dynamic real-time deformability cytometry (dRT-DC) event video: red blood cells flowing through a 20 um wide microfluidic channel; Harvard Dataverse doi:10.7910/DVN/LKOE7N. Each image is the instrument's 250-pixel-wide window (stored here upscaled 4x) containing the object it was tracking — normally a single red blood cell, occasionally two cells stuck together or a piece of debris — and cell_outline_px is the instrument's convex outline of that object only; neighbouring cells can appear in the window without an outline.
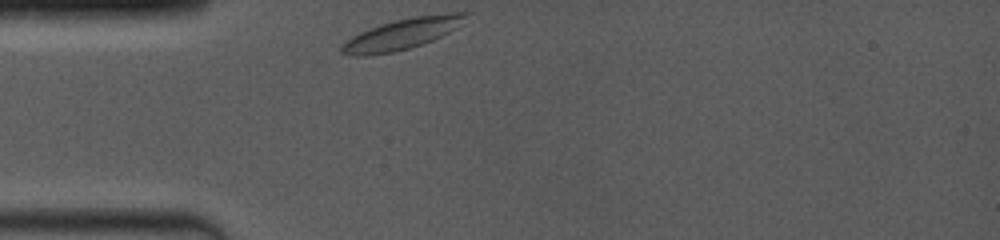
{"species": "common noctule bat (a hibernating species)", "species_latin": "Nyctalus noctula", "temperature_condition": "room temperature", "stored_images_in_passage": 21, "camera_frame_rate_fps": 4000, "um_per_image_px": 0.085, "animal": {"sex": "female", "body_mass_g": 19.0, "forearm_length_mm": 53.3}, "frame": {"image": 1, "passage_image": 1, "time_ms": 0.0, "image_size_px": [1000, 240], "cell_outline_px": [[468, 12], [456, 28], [432, 40], [408, 48], [392, 52], [368, 56], [352, 56], [340, 52], [340, 48], [352, 36], [368, 28], [396, 20], [416, 16], [452, 12]], "centroid_in_image_um": [34.12, 2.9], "position_along_channel_um": 50.9, "area_um2": 21.73}}
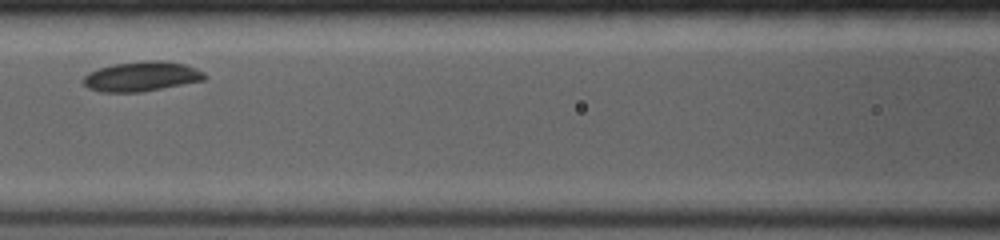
{"frame": {"image": 2, "passage_image": 7, "time_ms": 3.0, "image_size_px": [1000, 240], "cell_outline_px": [[208, 76], [204, 80], [140, 92], [100, 92], [88, 88], [84, 84], [84, 76], [88, 72], [112, 64], [144, 60], [160, 60], [184, 64], [196, 68], [204, 72]], "centroid_in_image_um": [12.03, 6.49], "position_along_channel_um": 154.6, "area_um2": 21.04}}
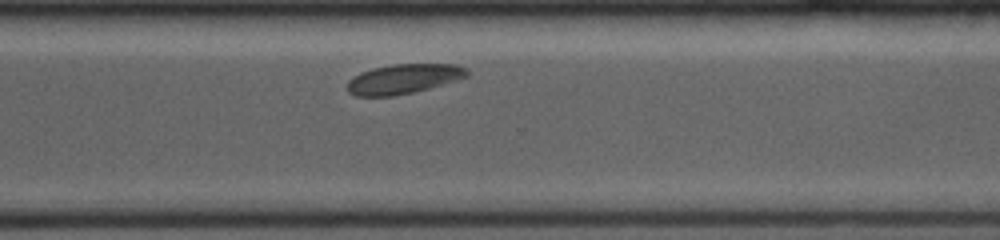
{"frame": {"image": 3, "passage_image": 21, "time_ms": 7.75, "image_size_px": [1000, 240], "cell_outline_px": [[468, 76], [456, 80], [428, 88], [412, 92], [392, 96], [356, 96], [348, 92], [348, 80], [352, 76], [360, 72], [372, 68], [392, 64], [456, 64], [468, 68]], "centroid_in_image_um": [34.28, 6.69], "position_along_channel_um": 336.3, "area_um2": 20.69}}